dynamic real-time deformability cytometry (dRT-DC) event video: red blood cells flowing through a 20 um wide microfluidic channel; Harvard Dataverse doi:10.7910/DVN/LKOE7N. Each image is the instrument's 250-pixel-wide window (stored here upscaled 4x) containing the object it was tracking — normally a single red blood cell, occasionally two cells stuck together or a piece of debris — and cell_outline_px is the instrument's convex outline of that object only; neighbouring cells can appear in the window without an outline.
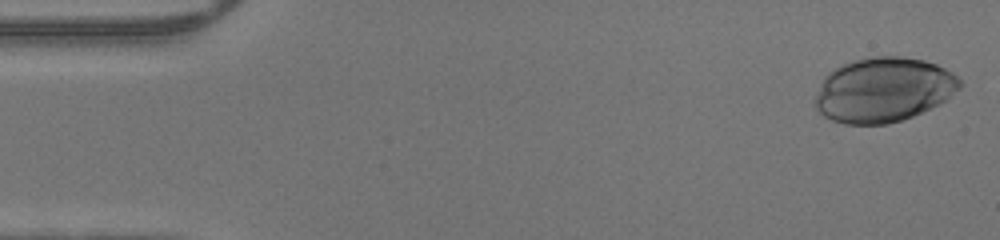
{"species": "human", "species_latin": "Homo sapiens", "temperature_condition": "warm", "stored_images_in_passage": 46, "camera_frame_rate_fps": 3000, "um_per_image_px": 0.085, "donor": {"sex": "male"}, "frame": {"image": 1, "passage_image": 1, "time_ms": 0.0, "image_size_px": [1000, 240], "cell_outline_px": [[964, 84], [960, 88], [940, 104], [912, 116], [888, 124], [844, 124], [832, 120], [824, 116], [816, 108], [816, 92], [824, 76], [828, 72], [844, 64], [856, 60], [876, 56], [900, 56], [924, 60], [936, 64], [952, 72]], "centroid_in_image_um": [75.11, 7.63], "position_along_channel_um": 9.9, "area_um2": 54.33}}
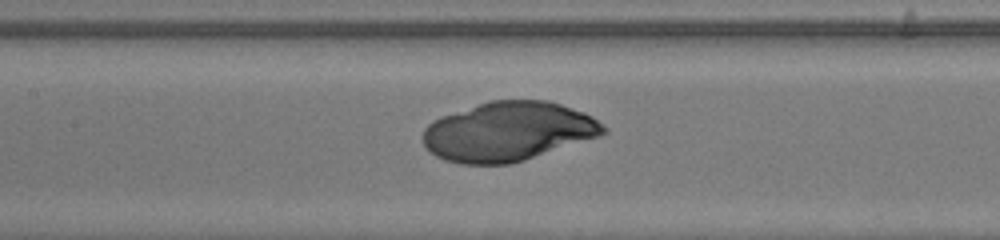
{"frame": {"image": 2, "passage_image": 21, "time_ms": 6.667, "image_size_px": [1000, 240], "cell_outline_px": [[608, 132], [600, 136], [524, 160], [508, 164], [460, 164], [444, 160], [428, 152], [424, 144], [424, 128], [432, 120], [440, 116], [492, 100], [548, 100], [584, 112], [592, 116], [608, 128]], "centroid_in_image_um": [43.2, 11.18], "position_along_channel_um": 164.2, "area_um2": 62.37}}
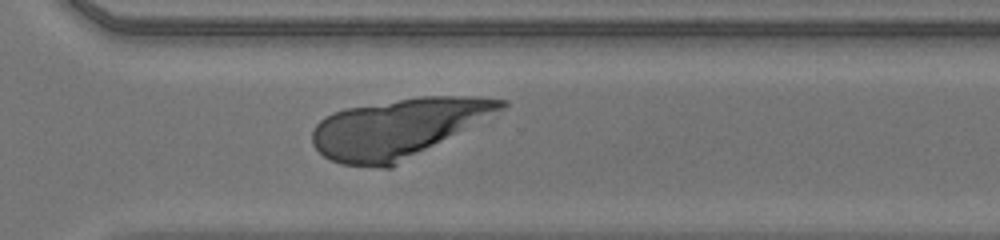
{"frame": {"image": 3, "passage_image": 33, "time_ms": 10.667, "image_size_px": [1000, 240], "cell_outline_px": [[508, 104], [504, 108], [392, 168], [380, 168], [340, 164], [324, 156], [312, 144], [312, 132], [316, 124], [324, 116], [332, 112], [344, 108], [420, 96], [476, 96], [508, 100]], "centroid_in_image_um": [33.77, 10.89], "position_along_channel_um": 336.8, "area_um2": 64.5}}